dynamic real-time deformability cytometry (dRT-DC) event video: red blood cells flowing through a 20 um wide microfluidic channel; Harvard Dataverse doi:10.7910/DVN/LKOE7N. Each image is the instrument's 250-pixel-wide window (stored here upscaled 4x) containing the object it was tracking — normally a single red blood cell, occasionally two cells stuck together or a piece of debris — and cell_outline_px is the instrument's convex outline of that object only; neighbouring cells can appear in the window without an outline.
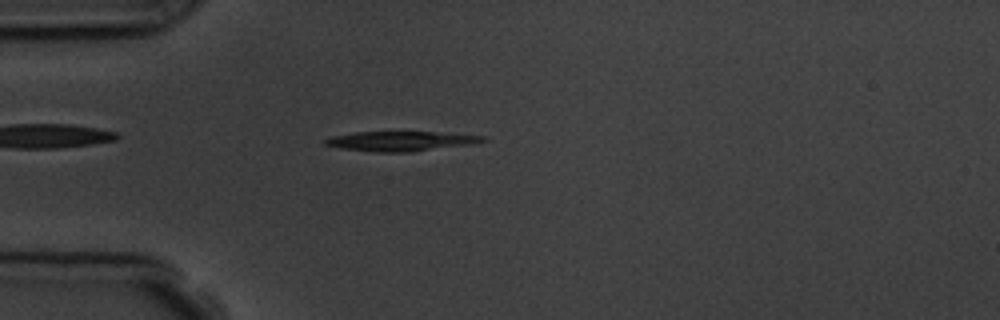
{"species": "common noctule bat (a hibernating species)", "species_latin": "Nyctalus noctula", "temperature_condition": "room temperature", "stored_images_in_passage": 2, "camera_frame_rate_fps": 3000, "um_per_image_px": 0.085, "animal": {"sex": "male", "body_mass_g": 19.5, "forearm_length_mm": 54.6}, "frame": {"image": 1, "passage_image": 2, "time_ms": 1.333, "image_size_px": [1000, 320], "cell_outline_px": [[488, 140], [468, 144], [408, 152], [376, 152], [340, 148], [324, 144], [324, 140], [332, 136], [356, 132], [436, 132], [484, 136]], "centroid_in_image_um": [34.01, 11.99], "position_along_channel_um": 51.0, "area_um2": 17.74}}